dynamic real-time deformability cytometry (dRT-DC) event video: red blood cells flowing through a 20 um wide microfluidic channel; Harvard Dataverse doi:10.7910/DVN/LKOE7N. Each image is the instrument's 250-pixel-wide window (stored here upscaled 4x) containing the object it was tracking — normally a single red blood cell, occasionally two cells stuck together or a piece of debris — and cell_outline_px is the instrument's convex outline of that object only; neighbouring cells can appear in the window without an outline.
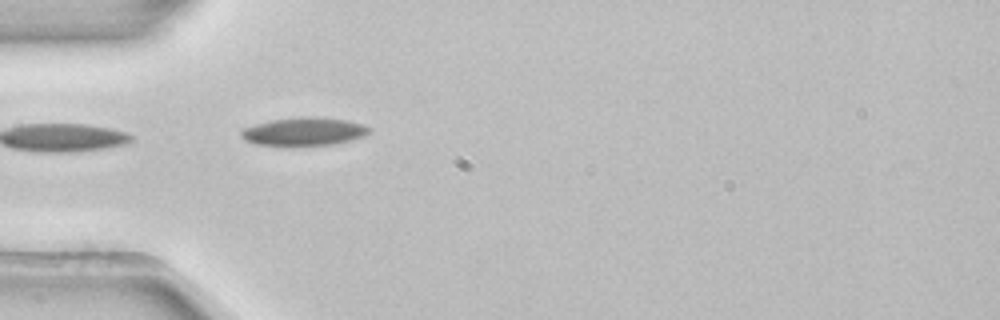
{"species": "common noctule bat (a hibernating species)", "species_latin": "Nyctalus noctula", "temperature_condition": "room temperature", "stored_images_in_passage": 4, "camera_frame_rate_fps": 3000, "um_per_image_px": 0.085, "animal": {"sex": "female", "body_mass_g": 22.7, "forearm_length_mm": 54.2}, "frame": {"image": 1, "passage_image": 4, "time_ms": 1.0, "image_size_px": [1000, 320], "cell_outline_px": [[372, 128], [364, 136], [332, 144], [292, 148], [256, 144], [244, 140], [240, 136], [240, 132], [244, 128], [256, 124], [272, 120], [312, 116], [348, 120], [364, 124]], "centroid_in_image_um": [25.81, 11.21], "position_along_channel_um": 59.2, "area_um2": 21.5}}